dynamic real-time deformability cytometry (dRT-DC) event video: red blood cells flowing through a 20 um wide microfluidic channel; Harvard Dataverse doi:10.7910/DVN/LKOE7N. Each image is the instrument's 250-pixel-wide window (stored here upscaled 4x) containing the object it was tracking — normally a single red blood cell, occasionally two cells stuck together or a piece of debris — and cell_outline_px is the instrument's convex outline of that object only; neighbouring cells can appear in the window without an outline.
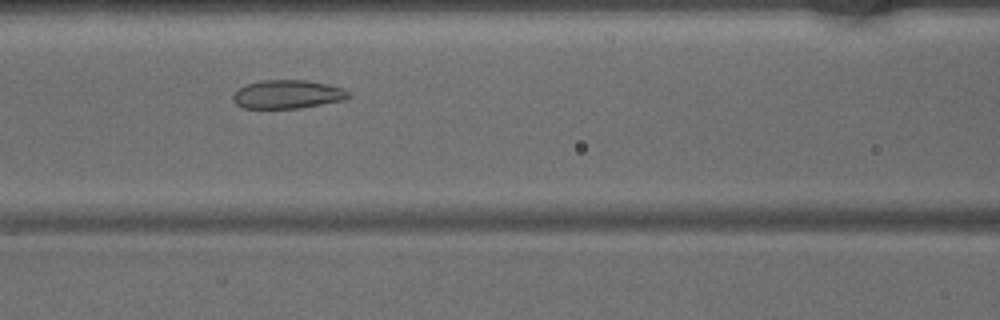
{"species": "common noctule bat (a hibernating species)", "species_latin": "Nyctalus noctula", "temperature_condition": "warm", "stored_images_in_passage": 39, "camera_frame_rate_fps": 3000, "um_per_image_px": 0.085, "animal": {"sex": "male", "body_mass_g": 15.6}, "frame": {"image": 1, "passage_image": 13, "time_ms": 4.0, "image_size_px": [1000, 320], "cell_outline_px": [[352, 96], [344, 100], [300, 108], [244, 108], [236, 104], [232, 100], [232, 96], [244, 84], [260, 80], [308, 80], [328, 84], [344, 88]], "centroid_in_image_um": [24.45, 8.01], "position_along_channel_um": 142.2, "area_um2": 19.36}}
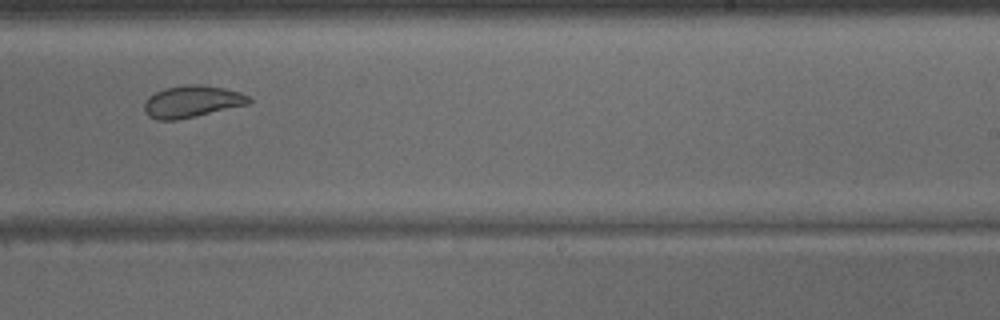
{"frame": {"image": 2, "passage_image": 22, "time_ms": 7.0, "image_size_px": [1000, 320], "cell_outline_px": [[252, 100], [248, 104], [176, 120], [156, 120], [148, 116], [144, 112], [144, 104], [148, 96], [164, 88], [184, 84], [200, 84], [224, 88], [240, 92], [248, 96]], "centroid_in_image_um": [16.27, 8.62], "position_along_channel_um": 272.7, "area_um2": 19.42}}
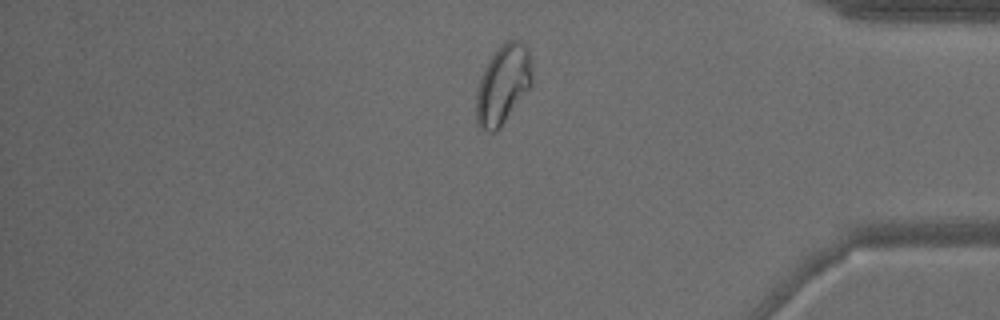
{"frame": {"image": 3, "passage_image": 32, "time_ms": 10.333, "image_size_px": [1000, 320], "cell_outline_px": [[532, 84], [500, 128], [496, 132], [488, 132], [480, 128], [476, 124], [476, 92], [484, 68], [488, 60], [500, 44], [508, 40], [520, 40], [528, 48], [532, 72]], "centroid_in_image_um": [42.74, 7.19], "position_along_channel_um": 392.5, "area_um2": 25.89}}